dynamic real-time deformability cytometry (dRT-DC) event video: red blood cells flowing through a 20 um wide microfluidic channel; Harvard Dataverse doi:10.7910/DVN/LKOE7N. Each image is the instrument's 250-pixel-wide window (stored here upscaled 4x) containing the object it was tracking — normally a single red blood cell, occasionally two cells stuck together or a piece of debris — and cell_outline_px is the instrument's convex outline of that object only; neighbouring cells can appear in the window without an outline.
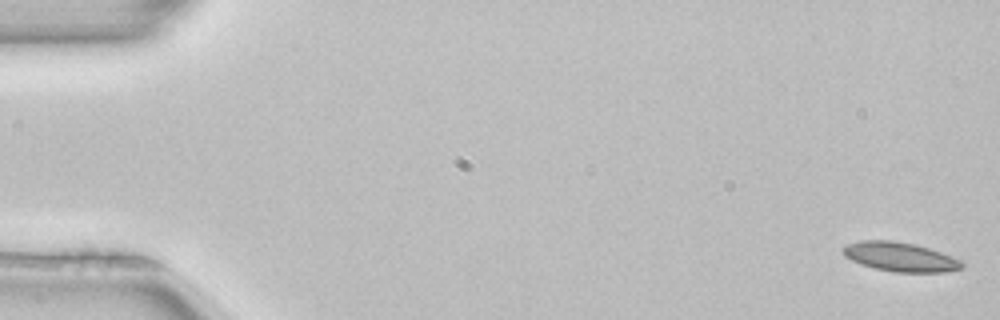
{"species": "common noctule bat (a hibernating species)", "species_latin": "Nyctalus noctula", "temperature_condition": "room temperature", "stored_images_in_passage": 8, "camera_frame_rate_fps": 3000, "um_per_image_px": 0.085, "animal": {"sex": "female", "body_mass_g": 22.7, "forearm_length_mm": 54.2}, "frame": {"image": 1, "passage_image": 1, "time_ms": 0.0, "image_size_px": [1000, 320], "cell_outline_px": [[964, 264], [960, 268], [944, 272], [896, 272], [876, 268], [852, 260], [844, 256], [840, 252], [840, 248], [848, 244], [860, 240], [892, 240], [916, 244], [940, 252], [960, 260]], "centroid_in_image_um": [76.46, 21.81], "position_along_channel_um": 8.5, "area_um2": 20.06}}